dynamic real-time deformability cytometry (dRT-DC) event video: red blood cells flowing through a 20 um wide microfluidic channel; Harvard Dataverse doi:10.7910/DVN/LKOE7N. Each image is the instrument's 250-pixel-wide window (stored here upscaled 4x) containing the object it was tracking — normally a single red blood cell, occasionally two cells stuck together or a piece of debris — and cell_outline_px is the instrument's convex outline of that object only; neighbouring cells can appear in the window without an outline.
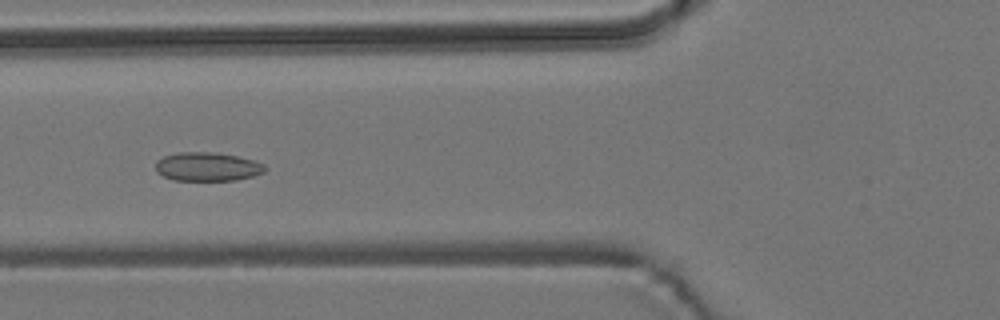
{"species": "common noctule bat (a hibernating species)", "species_latin": "Nyctalus noctula", "temperature_condition": "room temperature", "stored_images_in_passage": 8, "camera_frame_rate_fps": 3000, "um_per_image_px": 0.085, "animal": {"sex": "male", "body_mass_g": 19.2, "forearm_length_mm": 51.8}, "frame": {"image": 1, "passage_image": 6, "time_ms": 5.667, "image_size_px": [1000, 320], "cell_outline_px": [[268, 168], [264, 172], [252, 176], [236, 180], [172, 180], [156, 172], [156, 160], [164, 156], [180, 152], [216, 152], [256, 160], [264, 164]], "centroid_in_image_um": [17.64, 14.16], "position_along_channel_um": 108.2, "area_um2": 18.44}}
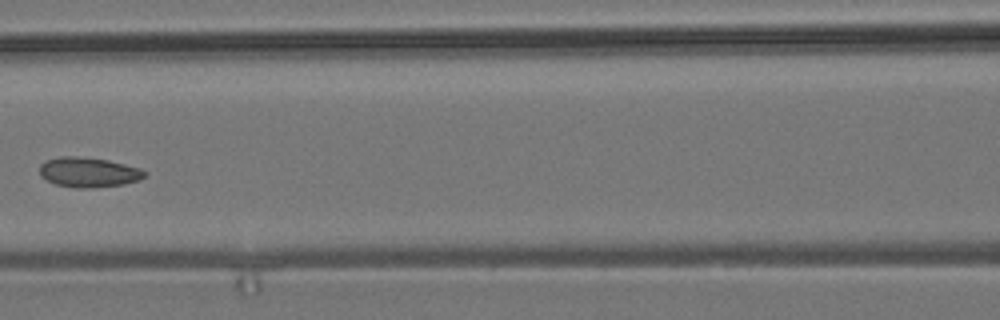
{"frame": {"image": 2, "passage_image": 7, "time_ms": 7.0, "image_size_px": [1000, 320], "cell_outline_px": [[148, 172], [140, 180], [124, 184], [84, 188], [76, 188], [56, 184], [40, 176], [40, 164], [44, 160], [60, 156], [76, 156], [108, 160], [140, 168]], "centroid_in_image_um": [7.52, 14.63], "position_along_channel_um": 159.1, "area_um2": 18.26}}
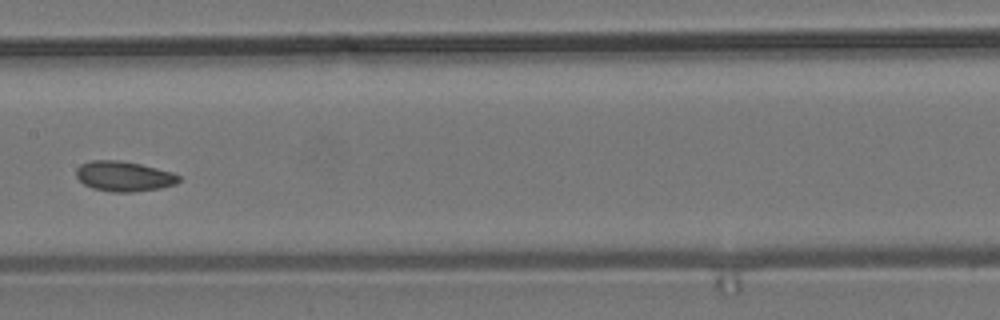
{"frame": {"image": 3, "passage_image": 8, "time_ms": 8.0, "image_size_px": [1000, 320], "cell_outline_px": [[180, 180], [176, 184], [160, 188], [132, 192], [112, 192], [92, 188], [84, 184], [76, 176], [76, 168], [80, 164], [92, 160], [120, 160], [140, 164], [172, 172], [180, 176]], "centroid_in_image_um": [10.52, 14.98], "position_along_channel_um": 196.9, "area_um2": 18.03}}